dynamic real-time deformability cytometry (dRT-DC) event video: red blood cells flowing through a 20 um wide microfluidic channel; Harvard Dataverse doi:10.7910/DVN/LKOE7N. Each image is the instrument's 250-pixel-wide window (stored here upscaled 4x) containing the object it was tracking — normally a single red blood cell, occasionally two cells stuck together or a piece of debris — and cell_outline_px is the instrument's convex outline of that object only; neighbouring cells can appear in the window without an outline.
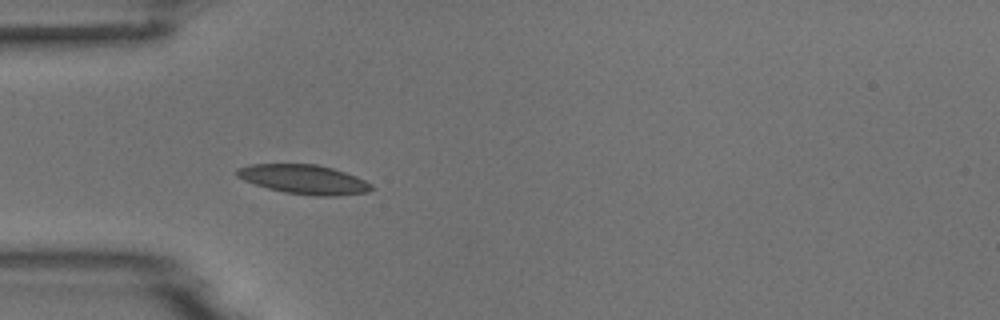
{"species": "common noctule bat (a hibernating species)", "species_latin": "Nyctalus noctula", "temperature_condition": "room temperature", "stored_images_in_passage": 1, "camera_frame_rate_fps": 3000, "um_per_image_px": 0.085, "animal": {"sex": "male", "body_mass_g": 18.8}, "frame": {"image": 1, "passage_image": 1, "time_ms": 0.0, "image_size_px": [1000, 320], "cell_outline_px": [[376, 188], [368, 192], [336, 196], [312, 196], [284, 192], [268, 188], [244, 180], [236, 176], [232, 172], [236, 168], [248, 164], [316, 164], [332, 168], [356, 176], [372, 184]], "centroid_in_image_um": [25.81, 15.25], "position_along_channel_um": 59.2, "area_um2": 23.18}}